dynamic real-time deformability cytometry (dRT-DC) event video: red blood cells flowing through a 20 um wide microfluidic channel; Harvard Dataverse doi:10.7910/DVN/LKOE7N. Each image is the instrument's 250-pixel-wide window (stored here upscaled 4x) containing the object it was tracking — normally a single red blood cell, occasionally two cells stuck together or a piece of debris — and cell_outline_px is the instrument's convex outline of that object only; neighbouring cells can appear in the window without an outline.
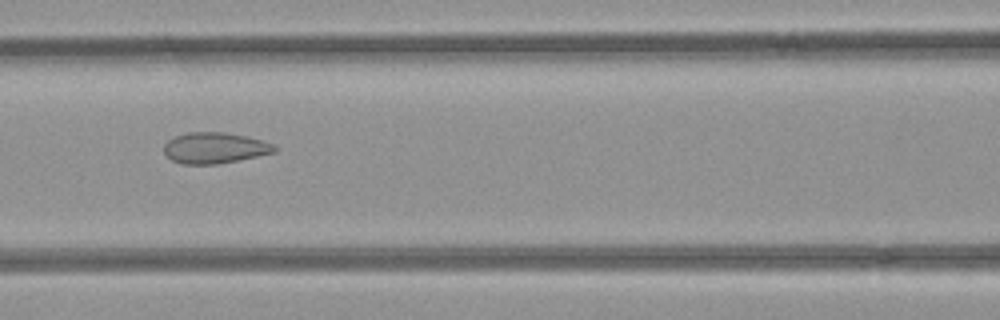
{"species": "common noctule bat (a hibernating species)", "species_latin": "Nyctalus noctula", "temperature_condition": "room temperature", "stored_images_in_passage": 11, "camera_frame_rate_fps": 3000, "um_per_image_px": 0.085, "animal": {"sex": "female", "body_mass_g": 21.9}, "frame": {"image": 1, "passage_image": 8, "time_ms": 2.333, "image_size_px": [1000, 320], "cell_outline_px": [[280, 148], [276, 152], [216, 164], [180, 164], [172, 160], [164, 152], [164, 144], [168, 140], [176, 136], [188, 132], [224, 132], [248, 136], [276, 144]], "centroid_in_image_um": [18.29, 12.56], "position_along_channel_um": 148.3, "area_um2": 20.06}}
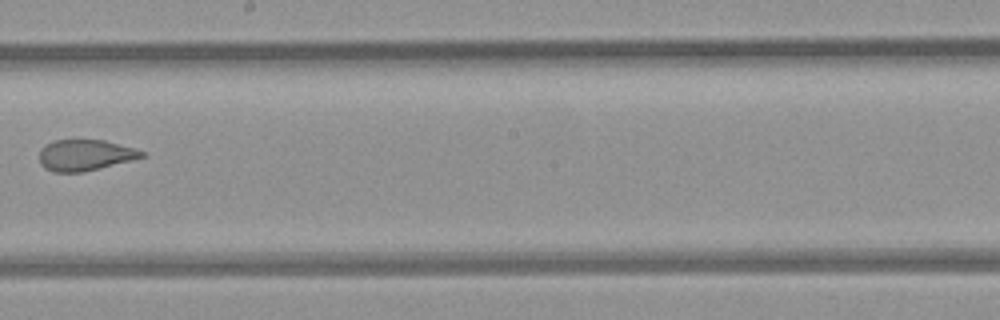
{"frame": {"image": 2, "passage_image": 10, "time_ms": 3.0, "image_size_px": [1000, 320], "cell_outline_px": [[148, 156], [84, 172], [52, 172], [44, 168], [40, 164], [40, 148], [44, 144], [56, 140], [104, 140], [132, 148], [144, 152]], "centroid_in_image_um": [7.2, 13.19], "position_along_channel_um": 241.0, "area_um2": 18.55}}
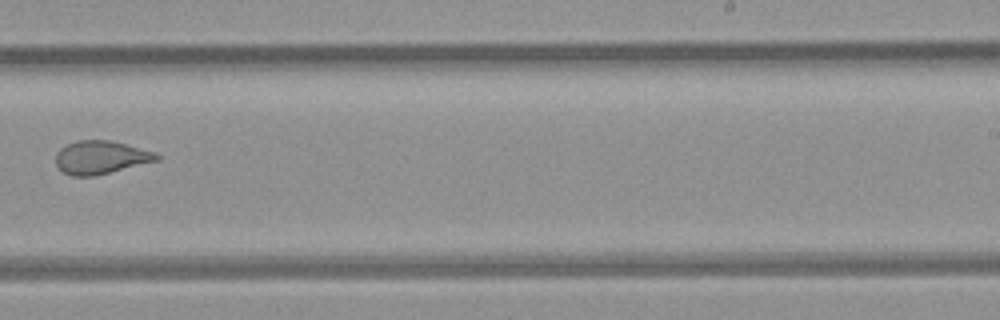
{"frame": {"image": 3, "passage_image": 11, "time_ms": 3.333, "image_size_px": [1000, 320], "cell_outline_px": [[160, 160], [96, 176], [72, 176], [64, 172], [56, 164], [56, 152], [60, 148], [76, 140], [108, 140], [156, 152], [160, 156]], "centroid_in_image_um": [8.58, 13.38], "position_along_channel_um": 280.4, "area_um2": 19.54}}